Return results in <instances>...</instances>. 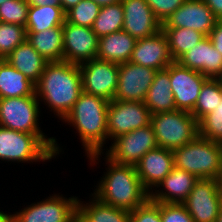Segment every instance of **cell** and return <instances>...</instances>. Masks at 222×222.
I'll return each instance as SVG.
<instances>
[{
	"label": "cell",
	"instance_id": "obj_40",
	"mask_svg": "<svg viewBox=\"0 0 222 222\" xmlns=\"http://www.w3.org/2000/svg\"><path fill=\"white\" fill-rule=\"evenodd\" d=\"M218 20H222V0H203Z\"/></svg>",
	"mask_w": 222,
	"mask_h": 222
},
{
	"label": "cell",
	"instance_id": "obj_39",
	"mask_svg": "<svg viewBox=\"0 0 222 222\" xmlns=\"http://www.w3.org/2000/svg\"><path fill=\"white\" fill-rule=\"evenodd\" d=\"M212 45L222 54V20H217L215 26L207 36Z\"/></svg>",
	"mask_w": 222,
	"mask_h": 222
},
{
	"label": "cell",
	"instance_id": "obj_28",
	"mask_svg": "<svg viewBox=\"0 0 222 222\" xmlns=\"http://www.w3.org/2000/svg\"><path fill=\"white\" fill-rule=\"evenodd\" d=\"M65 21V11L61 6L29 5L25 30L26 32H40L63 26Z\"/></svg>",
	"mask_w": 222,
	"mask_h": 222
},
{
	"label": "cell",
	"instance_id": "obj_20",
	"mask_svg": "<svg viewBox=\"0 0 222 222\" xmlns=\"http://www.w3.org/2000/svg\"><path fill=\"white\" fill-rule=\"evenodd\" d=\"M177 62L208 78H216L222 72V54L215 49L207 36L185 52Z\"/></svg>",
	"mask_w": 222,
	"mask_h": 222
},
{
	"label": "cell",
	"instance_id": "obj_23",
	"mask_svg": "<svg viewBox=\"0 0 222 222\" xmlns=\"http://www.w3.org/2000/svg\"><path fill=\"white\" fill-rule=\"evenodd\" d=\"M5 60L34 84L40 80L48 63L27 40L17 46Z\"/></svg>",
	"mask_w": 222,
	"mask_h": 222
},
{
	"label": "cell",
	"instance_id": "obj_15",
	"mask_svg": "<svg viewBox=\"0 0 222 222\" xmlns=\"http://www.w3.org/2000/svg\"><path fill=\"white\" fill-rule=\"evenodd\" d=\"M62 30L64 61L79 65L96 58L99 38L92 28L65 21Z\"/></svg>",
	"mask_w": 222,
	"mask_h": 222
},
{
	"label": "cell",
	"instance_id": "obj_24",
	"mask_svg": "<svg viewBox=\"0 0 222 222\" xmlns=\"http://www.w3.org/2000/svg\"><path fill=\"white\" fill-rule=\"evenodd\" d=\"M144 103L151 115L176 110L170 83V65L166 69L156 72Z\"/></svg>",
	"mask_w": 222,
	"mask_h": 222
},
{
	"label": "cell",
	"instance_id": "obj_5",
	"mask_svg": "<svg viewBox=\"0 0 222 222\" xmlns=\"http://www.w3.org/2000/svg\"><path fill=\"white\" fill-rule=\"evenodd\" d=\"M174 167L195 175L198 179L222 177V147L220 143L197 136L193 141L173 150Z\"/></svg>",
	"mask_w": 222,
	"mask_h": 222
},
{
	"label": "cell",
	"instance_id": "obj_33",
	"mask_svg": "<svg viewBox=\"0 0 222 222\" xmlns=\"http://www.w3.org/2000/svg\"><path fill=\"white\" fill-rule=\"evenodd\" d=\"M101 7L92 0H81L65 12L67 22L91 28Z\"/></svg>",
	"mask_w": 222,
	"mask_h": 222
},
{
	"label": "cell",
	"instance_id": "obj_47",
	"mask_svg": "<svg viewBox=\"0 0 222 222\" xmlns=\"http://www.w3.org/2000/svg\"><path fill=\"white\" fill-rule=\"evenodd\" d=\"M219 183H220V189H221V195H222V177L219 179Z\"/></svg>",
	"mask_w": 222,
	"mask_h": 222
},
{
	"label": "cell",
	"instance_id": "obj_8",
	"mask_svg": "<svg viewBox=\"0 0 222 222\" xmlns=\"http://www.w3.org/2000/svg\"><path fill=\"white\" fill-rule=\"evenodd\" d=\"M78 197L53 194L12 214L14 222H75Z\"/></svg>",
	"mask_w": 222,
	"mask_h": 222
},
{
	"label": "cell",
	"instance_id": "obj_48",
	"mask_svg": "<svg viewBox=\"0 0 222 222\" xmlns=\"http://www.w3.org/2000/svg\"><path fill=\"white\" fill-rule=\"evenodd\" d=\"M6 0H0V5L2 4V3H4Z\"/></svg>",
	"mask_w": 222,
	"mask_h": 222
},
{
	"label": "cell",
	"instance_id": "obj_38",
	"mask_svg": "<svg viewBox=\"0 0 222 222\" xmlns=\"http://www.w3.org/2000/svg\"><path fill=\"white\" fill-rule=\"evenodd\" d=\"M157 19L163 24L186 0H145Z\"/></svg>",
	"mask_w": 222,
	"mask_h": 222
},
{
	"label": "cell",
	"instance_id": "obj_30",
	"mask_svg": "<svg viewBox=\"0 0 222 222\" xmlns=\"http://www.w3.org/2000/svg\"><path fill=\"white\" fill-rule=\"evenodd\" d=\"M167 36L171 57L177 61L206 36L189 28H162Z\"/></svg>",
	"mask_w": 222,
	"mask_h": 222
},
{
	"label": "cell",
	"instance_id": "obj_4",
	"mask_svg": "<svg viewBox=\"0 0 222 222\" xmlns=\"http://www.w3.org/2000/svg\"><path fill=\"white\" fill-rule=\"evenodd\" d=\"M54 137L28 134L0 126V160L39 162L51 160L62 152Z\"/></svg>",
	"mask_w": 222,
	"mask_h": 222
},
{
	"label": "cell",
	"instance_id": "obj_46",
	"mask_svg": "<svg viewBox=\"0 0 222 222\" xmlns=\"http://www.w3.org/2000/svg\"><path fill=\"white\" fill-rule=\"evenodd\" d=\"M216 222H222V207H221V209H220V213H219V215H218V217H217Z\"/></svg>",
	"mask_w": 222,
	"mask_h": 222
},
{
	"label": "cell",
	"instance_id": "obj_17",
	"mask_svg": "<svg viewBox=\"0 0 222 222\" xmlns=\"http://www.w3.org/2000/svg\"><path fill=\"white\" fill-rule=\"evenodd\" d=\"M129 62L157 71L166 69L172 64L174 60L164 31L160 30L150 37L136 40Z\"/></svg>",
	"mask_w": 222,
	"mask_h": 222
},
{
	"label": "cell",
	"instance_id": "obj_32",
	"mask_svg": "<svg viewBox=\"0 0 222 222\" xmlns=\"http://www.w3.org/2000/svg\"><path fill=\"white\" fill-rule=\"evenodd\" d=\"M198 136L218 143L222 142V98L212 112L198 121Z\"/></svg>",
	"mask_w": 222,
	"mask_h": 222
},
{
	"label": "cell",
	"instance_id": "obj_7",
	"mask_svg": "<svg viewBox=\"0 0 222 222\" xmlns=\"http://www.w3.org/2000/svg\"><path fill=\"white\" fill-rule=\"evenodd\" d=\"M36 93L0 98V126L28 134H44L39 127L40 106Z\"/></svg>",
	"mask_w": 222,
	"mask_h": 222
},
{
	"label": "cell",
	"instance_id": "obj_25",
	"mask_svg": "<svg viewBox=\"0 0 222 222\" xmlns=\"http://www.w3.org/2000/svg\"><path fill=\"white\" fill-rule=\"evenodd\" d=\"M89 203L77 200L78 222H129L130 211L101 202L92 194Z\"/></svg>",
	"mask_w": 222,
	"mask_h": 222
},
{
	"label": "cell",
	"instance_id": "obj_19",
	"mask_svg": "<svg viewBox=\"0 0 222 222\" xmlns=\"http://www.w3.org/2000/svg\"><path fill=\"white\" fill-rule=\"evenodd\" d=\"M173 168V151L159 146L144 154L135 166L142 185L149 193L154 191Z\"/></svg>",
	"mask_w": 222,
	"mask_h": 222
},
{
	"label": "cell",
	"instance_id": "obj_31",
	"mask_svg": "<svg viewBox=\"0 0 222 222\" xmlns=\"http://www.w3.org/2000/svg\"><path fill=\"white\" fill-rule=\"evenodd\" d=\"M222 98V89L216 78H208L199 93V97L191 114L199 121L213 111Z\"/></svg>",
	"mask_w": 222,
	"mask_h": 222
},
{
	"label": "cell",
	"instance_id": "obj_36",
	"mask_svg": "<svg viewBox=\"0 0 222 222\" xmlns=\"http://www.w3.org/2000/svg\"><path fill=\"white\" fill-rule=\"evenodd\" d=\"M129 222H162L160 202L149 198L144 204L130 211Z\"/></svg>",
	"mask_w": 222,
	"mask_h": 222
},
{
	"label": "cell",
	"instance_id": "obj_9",
	"mask_svg": "<svg viewBox=\"0 0 222 222\" xmlns=\"http://www.w3.org/2000/svg\"><path fill=\"white\" fill-rule=\"evenodd\" d=\"M106 155L114 163L136 166L144 154L157 148L158 143L151 125L115 138Z\"/></svg>",
	"mask_w": 222,
	"mask_h": 222
},
{
	"label": "cell",
	"instance_id": "obj_6",
	"mask_svg": "<svg viewBox=\"0 0 222 222\" xmlns=\"http://www.w3.org/2000/svg\"><path fill=\"white\" fill-rule=\"evenodd\" d=\"M150 125L159 147L175 150L198 136V121L187 111L173 110L151 115Z\"/></svg>",
	"mask_w": 222,
	"mask_h": 222
},
{
	"label": "cell",
	"instance_id": "obj_22",
	"mask_svg": "<svg viewBox=\"0 0 222 222\" xmlns=\"http://www.w3.org/2000/svg\"><path fill=\"white\" fill-rule=\"evenodd\" d=\"M136 39L121 30L99 38L96 58L108 62H129Z\"/></svg>",
	"mask_w": 222,
	"mask_h": 222
},
{
	"label": "cell",
	"instance_id": "obj_26",
	"mask_svg": "<svg viewBox=\"0 0 222 222\" xmlns=\"http://www.w3.org/2000/svg\"><path fill=\"white\" fill-rule=\"evenodd\" d=\"M26 40L48 62L63 61L62 26L40 32H26Z\"/></svg>",
	"mask_w": 222,
	"mask_h": 222
},
{
	"label": "cell",
	"instance_id": "obj_34",
	"mask_svg": "<svg viewBox=\"0 0 222 222\" xmlns=\"http://www.w3.org/2000/svg\"><path fill=\"white\" fill-rule=\"evenodd\" d=\"M25 40V27L17 24L0 22V59H5Z\"/></svg>",
	"mask_w": 222,
	"mask_h": 222
},
{
	"label": "cell",
	"instance_id": "obj_18",
	"mask_svg": "<svg viewBox=\"0 0 222 222\" xmlns=\"http://www.w3.org/2000/svg\"><path fill=\"white\" fill-rule=\"evenodd\" d=\"M124 8L123 31L136 40L150 37L162 30V23L145 0H121Z\"/></svg>",
	"mask_w": 222,
	"mask_h": 222
},
{
	"label": "cell",
	"instance_id": "obj_45",
	"mask_svg": "<svg viewBox=\"0 0 222 222\" xmlns=\"http://www.w3.org/2000/svg\"><path fill=\"white\" fill-rule=\"evenodd\" d=\"M216 79L219 82L221 89H222V72L216 77Z\"/></svg>",
	"mask_w": 222,
	"mask_h": 222
},
{
	"label": "cell",
	"instance_id": "obj_10",
	"mask_svg": "<svg viewBox=\"0 0 222 222\" xmlns=\"http://www.w3.org/2000/svg\"><path fill=\"white\" fill-rule=\"evenodd\" d=\"M79 67L82 91L111 102L118 86L119 64L94 58Z\"/></svg>",
	"mask_w": 222,
	"mask_h": 222
},
{
	"label": "cell",
	"instance_id": "obj_43",
	"mask_svg": "<svg viewBox=\"0 0 222 222\" xmlns=\"http://www.w3.org/2000/svg\"><path fill=\"white\" fill-rule=\"evenodd\" d=\"M92 1H94L100 7L121 2V0H92Z\"/></svg>",
	"mask_w": 222,
	"mask_h": 222
},
{
	"label": "cell",
	"instance_id": "obj_16",
	"mask_svg": "<svg viewBox=\"0 0 222 222\" xmlns=\"http://www.w3.org/2000/svg\"><path fill=\"white\" fill-rule=\"evenodd\" d=\"M218 19L203 0H186L162 28H189L208 36Z\"/></svg>",
	"mask_w": 222,
	"mask_h": 222
},
{
	"label": "cell",
	"instance_id": "obj_29",
	"mask_svg": "<svg viewBox=\"0 0 222 222\" xmlns=\"http://www.w3.org/2000/svg\"><path fill=\"white\" fill-rule=\"evenodd\" d=\"M124 8L121 2L101 7L92 25L93 32L101 38L123 29Z\"/></svg>",
	"mask_w": 222,
	"mask_h": 222
},
{
	"label": "cell",
	"instance_id": "obj_35",
	"mask_svg": "<svg viewBox=\"0 0 222 222\" xmlns=\"http://www.w3.org/2000/svg\"><path fill=\"white\" fill-rule=\"evenodd\" d=\"M28 8L26 0H6L0 5V22L26 27Z\"/></svg>",
	"mask_w": 222,
	"mask_h": 222
},
{
	"label": "cell",
	"instance_id": "obj_12",
	"mask_svg": "<svg viewBox=\"0 0 222 222\" xmlns=\"http://www.w3.org/2000/svg\"><path fill=\"white\" fill-rule=\"evenodd\" d=\"M182 204L194 222H216L222 207L219 180L198 179Z\"/></svg>",
	"mask_w": 222,
	"mask_h": 222
},
{
	"label": "cell",
	"instance_id": "obj_42",
	"mask_svg": "<svg viewBox=\"0 0 222 222\" xmlns=\"http://www.w3.org/2000/svg\"><path fill=\"white\" fill-rule=\"evenodd\" d=\"M81 0H60L61 7L66 12L73 6L77 5Z\"/></svg>",
	"mask_w": 222,
	"mask_h": 222
},
{
	"label": "cell",
	"instance_id": "obj_11",
	"mask_svg": "<svg viewBox=\"0 0 222 222\" xmlns=\"http://www.w3.org/2000/svg\"><path fill=\"white\" fill-rule=\"evenodd\" d=\"M150 119L151 113L144 102L113 99L109 102L107 111L108 140L147 126Z\"/></svg>",
	"mask_w": 222,
	"mask_h": 222
},
{
	"label": "cell",
	"instance_id": "obj_27",
	"mask_svg": "<svg viewBox=\"0 0 222 222\" xmlns=\"http://www.w3.org/2000/svg\"><path fill=\"white\" fill-rule=\"evenodd\" d=\"M34 93L35 84L5 59H0V98L25 97Z\"/></svg>",
	"mask_w": 222,
	"mask_h": 222
},
{
	"label": "cell",
	"instance_id": "obj_14",
	"mask_svg": "<svg viewBox=\"0 0 222 222\" xmlns=\"http://www.w3.org/2000/svg\"><path fill=\"white\" fill-rule=\"evenodd\" d=\"M207 79L200 72L185 68L177 61L170 64V83L176 109L191 113Z\"/></svg>",
	"mask_w": 222,
	"mask_h": 222
},
{
	"label": "cell",
	"instance_id": "obj_21",
	"mask_svg": "<svg viewBox=\"0 0 222 222\" xmlns=\"http://www.w3.org/2000/svg\"><path fill=\"white\" fill-rule=\"evenodd\" d=\"M198 178L176 167L157 185L155 192L150 193V199L161 203L182 204L190 194ZM162 188L161 190L157 188ZM160 190V191H159Z\"/></svg>",
	"mask_w": 222,
	"mask_h": 222
},
{
	"label": "cell",
	"instance_id": "obj_2",
	"mask_svg": "<svg viewBox=\"0 0 222 222\" xmlns=\"http://www.w3.org/2000/svg\"><path fill=\"white\" fill-rule=\"evenodd\" d=\"M110 101L82 92L63 121L75 127L90 165L103 154V145L108 139L107 111ZM100 155V156H99ZM94 163V164H92Z\"/></svg>",
	"mask_w": 222,
	"mask_h": 222
},
{
	"label": "cell",
	"instance_id": "obj_1",
	"mask_svg": "<svg viewBox=\"0 0 222 222\" xmlns=\"http://www.w3.org/2000/svg\"><path fill=\"white\" fill-rule=\"evenodd\" d=\"M82 92L79 65L64 60L48 62L40 80L35 84L38 100L47 103L48 108L62 120Z\"/></svg>",
	"mask_w": 222,
	"mask_h": 222
},
{
	"label": "cell",
	"instance_id": "obj_44",
	"mask_svg": "<svg viewBox=\"0 0 222 222\" xmlns=\"http://www.w3.org/2000/svg\"><path fill=\"white\" fill-rule=\"evenodd\" d=\"M0 222H14V219L11 214L0 211Z\"/></svg>",
	"mask_w": 222,
	"mask_h": 222
},
{
	"label": "cell",
	"instance_id": "obj_37",
	"mask_svg": "<svg viewBox=\"0 0 222 222\" xmlns=\"http://www.w3.org/2000/svg\"><path fill=\"white\" fill-rule=\"evenodd\" d=\"M160 214L162 222H194L186 207L180 203H161Z\"/></svg>",
	"mask_w": 222,
	"mask_h": 222
},
{
	"label": "cell",
	"instance_id": "obj_41",
	"mask_svg": "<svg viewBox=\"0 0 222 222\" xmlns=\"http://www.w3.org/2000/svg\"><path fill=\"white\" fill-rule=\"evenodd\" d=\"M26 2L33 6H61L60 0H26Z\"/></svg>",
	"mask_w": 222,
	"mask_h": 222
},
{
	"label": "cell",
	"instance_id": "obj_3",
	"mask_svg": "<svg viewBox=\"0 0 222 222\" xmlns=\"http://www.w3.org/2000/svg\"><path fill=\"white\" fill-rule=\"evenodd\" d=\"M105 158L108 170L106 168L92 194L103 203L127 211L144 204L150 193L142 185L135 166L114 163L107 156Z\"/></svg>",
	"mask_w": 222,
	"mask_h": 222
},
{
	"label": "cell",
	"instance_id": "obj_13",
	"mask_svg": "<svg viewBox=\"0 0 222 222\" xmlns=\"http://www.w3.org/2000/svg\"><path fill=\"white\" fill-rule=\"evenodd\" d=\"M157 70L132 62L119 64L114 100L144 102Z\"/></svg>",
	"mask_w": 222,
	"mask_h": 222
}]
</instances>
